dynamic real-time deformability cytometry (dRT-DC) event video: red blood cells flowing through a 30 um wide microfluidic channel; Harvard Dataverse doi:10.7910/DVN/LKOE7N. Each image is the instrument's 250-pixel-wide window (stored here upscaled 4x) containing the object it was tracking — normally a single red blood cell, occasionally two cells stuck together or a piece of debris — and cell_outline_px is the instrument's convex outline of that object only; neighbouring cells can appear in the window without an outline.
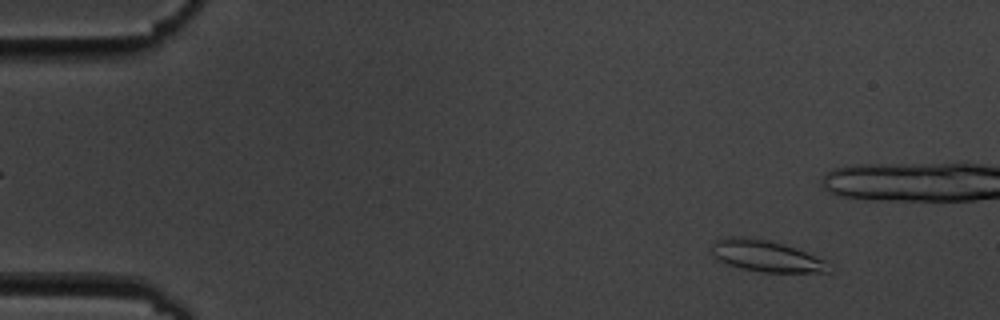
{"species": "common noctule bat (a hibernating species)", "species_latin": "Nyctalus noctula", "temperature_condition": "cold", "stored_images_in_passage": 4, "camera_frame_rate_fps": 3000, "um_per_image_px": 0.085, "animal": {"sex": "male", "body_mass_g": 19.5, "forearm_length_mm": 54.6}, "frame": {"image": 1, "passage_image": 1, "time_ms": 0.0, "image_size_px": [1000, 320], "cell_outline_px": [[832, 272], [764, 272], [740, 268], [728, 264], [720, 260], [712, 252], [712, 248], [716, 240], [720, 236], [752, 236], [784, 244], [824, 260]], "centroid_in_image_um": [65.07, 21.73], "position_along_channel_um": 19.9, "area_um2": 21.27}}